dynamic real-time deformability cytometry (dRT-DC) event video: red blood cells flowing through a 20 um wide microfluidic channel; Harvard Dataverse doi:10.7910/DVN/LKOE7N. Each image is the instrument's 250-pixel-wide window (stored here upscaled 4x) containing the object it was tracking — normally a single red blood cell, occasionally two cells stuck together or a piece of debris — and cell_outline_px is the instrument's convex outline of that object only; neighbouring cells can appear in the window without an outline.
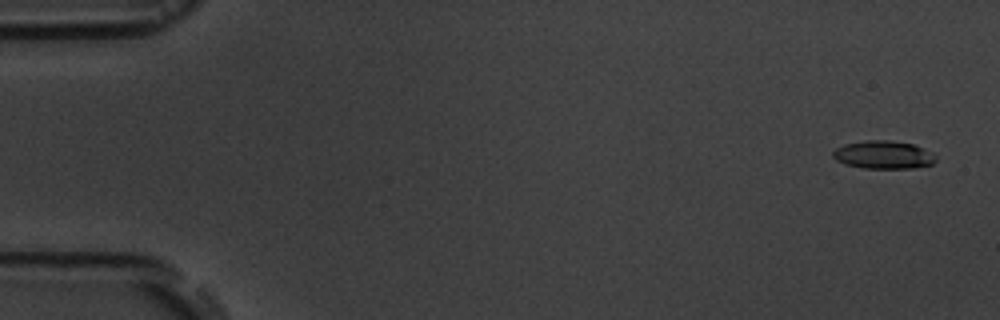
{"species": "common noctule bat (a hibernating species)", "species_latin": "Nyctalus noctula", "temperature_condition": "room temperature", "stored_images_in_passage": 5, "camera_frame_rate_fps": 3000, "um_per_image_px": 0.085, "animal": {"sex": "male", "body_mass_g": 19.5, "forearm_length_mm": 54.6}, "frame": {"image": 1, "passage_image": 1, "time_ms": 0.0, "image_size_px": [1000, 320], "cell_outline_px": [[936, 160], [932, 164], [912, 168], [864, 168], [844, 164], [836, 160], [832, 156], [832, 152], [836, 148], [844, 144], [868, 140], [888, 140], [912, 144], [932, 152], [936, 156]], "centroid_in_image_um": [75.07, 13.16], "position_along_channel_um": 9.9, "area_um2": 16.76}}
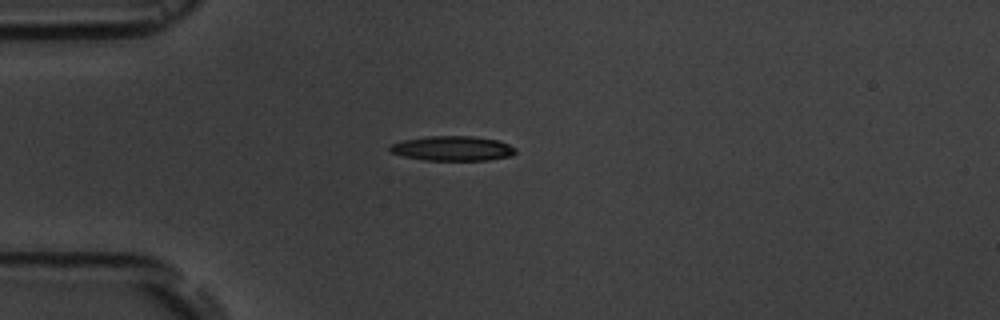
{"frame": {"image": 2, "passage_image": 4, "time_ms": 4.333, "image_size_px": [1000, 320], "cell_outline_px": [[516, 152], [512, 156], [488, 160], [424, 160], [404, 156], [388, 152], [388, 148], [392, 144], [404, 140], [428, 136], [476, 136], [496, 140], [508, 144], [516, 148]], "centroid_in_image_um": [38.47, 12.62], "position_along_channel_um": 46.5, "area_um2": 18.15}}
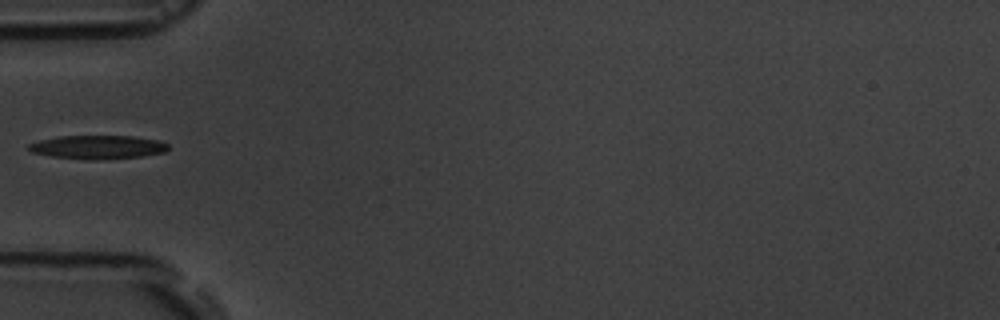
{"frame": {"image": 3, "passage_image": 5, "time_ms": 5.667, "image_size_px": [1000, 320], "cell_outline_px": [[168, 148], [164, 152], [140, 156], [92, 160], [52, 156], [32, 152], [28, 148], [28, 144], [40, 140], [60, 136], [132, 136], [160, 140], [168, 144]], "centroid_in_image_um": [8.32, 12.49], "position_along_channel_um": 76.7, "area_um2": 18.96}}